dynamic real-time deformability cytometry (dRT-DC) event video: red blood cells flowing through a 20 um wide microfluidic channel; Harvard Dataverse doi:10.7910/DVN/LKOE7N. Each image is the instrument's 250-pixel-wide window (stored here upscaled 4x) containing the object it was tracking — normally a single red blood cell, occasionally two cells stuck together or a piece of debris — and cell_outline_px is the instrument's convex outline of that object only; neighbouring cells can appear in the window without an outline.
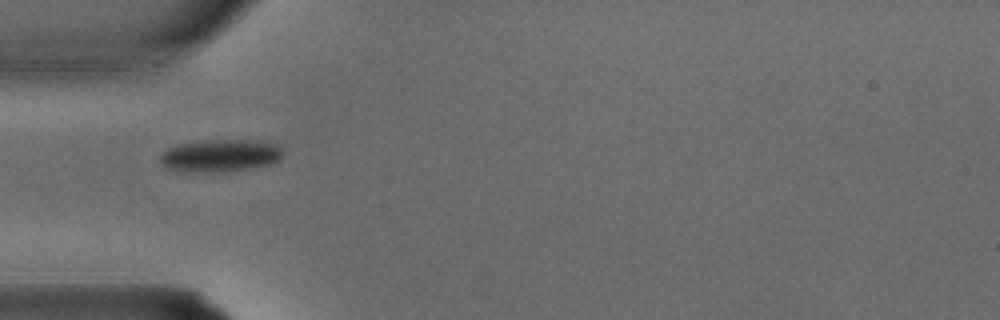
{"species": "common noctule bat (a hibernating species)", "species_latin": "Nyctalus noctula", "temperature_condition": "warm", "stored_images_in_passage": 1, "camera_frame_rate_fps": 3000, "um_per_image_px": 0.085, "animal": {"sex": "male", "body_mass_g": 15.6}, "frame": {"image": 1, "passage_image": 1, "time_ms": 0.0, "image_size_px": [1000, 320], "cell_outline_px": [[284, 152], [280, 160], [268, 164], [248, 168], [224, 172], [180, 172], [164, 168], [160, 164], [160, 156], [168, 148], [176, 144], [204, 140], [256, 140], [276, 144]], "centroid_in_image_um": [18.66, 13.23], "position_along_channel_um": 66.3, "area_um2": 23.52}}